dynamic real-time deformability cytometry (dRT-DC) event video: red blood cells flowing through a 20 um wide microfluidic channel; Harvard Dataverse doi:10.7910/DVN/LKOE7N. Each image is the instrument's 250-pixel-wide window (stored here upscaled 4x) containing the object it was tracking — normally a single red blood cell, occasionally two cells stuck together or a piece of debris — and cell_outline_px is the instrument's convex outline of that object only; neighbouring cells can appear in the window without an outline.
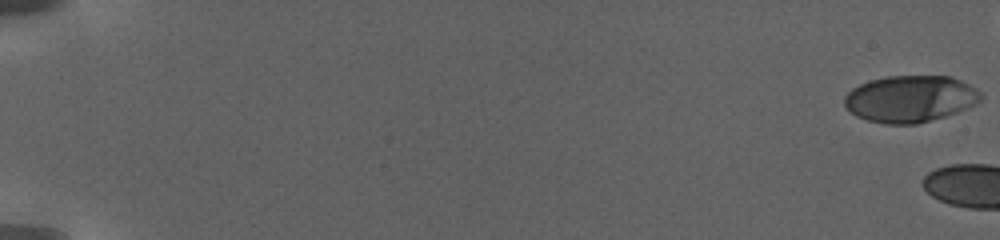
{"species": "human", "species_latin": "Homo sapiens", "temperature_condition": "warm", "stored_images_in_passage": 2, "camera_frame_rate_fps": 3000, "um_per_image_px": 0.085, "donor": {"sex": "female"}, "frame": {"image": 1, "passage_image": 1, "time_ms": 0.0, "image_size_px": [1000, 240], "cell_outline_px": [[984, 96], [980, 100], [956, 112], [944, 116], [916, 124], [888, 124], [868, 120], [856, 116], [844, 104], [844, 96], [852, 88], [868, 80], [888, 76], [948, 76], [960, 80], [976, 88]], "centroid_in_image_um": [77.34, 8.39], "position_along_channel_um": 7.7, "area_um2": 36.82}}